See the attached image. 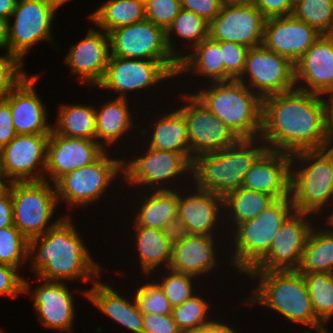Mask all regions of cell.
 Here are the masks:
<instances>
[{"instance_id": "7c38bea8", "label": "cell", "mask_w": 333, "mask_h": 333, "mask_svg": "<svg viewBox=\"0 0 333 333\" xmlns=\"http://www.w3.org/2000/svg\"><path fill=\"white\" fill-rule=\"evenodd\" d=\"M238 81L263 99L296 88L295 67L288 58L261 45L248 49Z\"/></svg>"}, {"instance_id": "d6986e66", "label": "cell", "mask_w": 333, "mask_h": 333, "mask_svg": "<svg viewBox=\"0 0 333 333\" xmlns=\"http://www.w3.org/2000/svg\"><path fill=\"white\" fill-rule=\"evenodd\" d=\"M106 151L109 150H105L96 140L67 137L51 131L45 169V175L49 177L44 180L55 184L67 173L94 163Z\"/></svg>"}, {"instance_id": "277c9868", "label": "cell", "mask_w": 333, "mask_h": 333, "mask_svg": "<svg viewBox=\"0 0 333 333\" xmlns=\"http://www.w3.org/2000/svg\"><path fill=\"white\" fill-rule=\"evenodd\" d=\"M267 149L260 138L240 139L225 149L197 155L192 161L193 187L224 197L242 187L245 174Z\"/></svg>"}, {"instance_id": "d4e9b609", "label": "cell", "mask_w": 333, "mask_h": 333, "mask_svg": "<svg viewBox=\"0 0 333 333\" xmlns=\"http://www.w3.org/2000/svg\"><path fill=\"white\" fill-rule=\"evenodd\" d=\"M291 155L267 149L245 174L242 187L272 196L290 197Z\"/></svg>"}, {"instance_id": "db71d44e", "label": "cell", "mask_w": 333, "mask_h": 333, "mask_svg": "<svg viewBox=\"0 0 333 333\" xmlns=\"http://www.w3.org/2000/svg\"><path fill=\"white\" fill-rule=\"evenodd\" d=\"M163 232L172 245L178 244L190 235L187 226L178 217L171 219L165 225Z\"/></svg>"}, {"instance_id": "91938a15", "label": "cell", "mask_w": 333, "mask_h": 333, "mask_svg": "<svg viewBox=\"0 0 333 333\" xmlns=\"http://www.w3.org/2000/svg\"><path fill=\"white\" fill-rule=\"evenodd\" d=\"M222 7L251 4L253 0H219Z\"/></svg>"}, {"instance_id": "9f6ffc18", "label": "cell", "mask_w": 333, "mask_h": 333, "mask_svg": "<svg viewBox=\"0 0 333 333\" xmlns=\"http://www.w3.org/2000/svg\"><path fill=\"white\" fill-rule=\"evenodd\" d=\"M326 98H323V97ZM324 107V126L326 133L333 142V90L320 95ZM323 96V97H322ZM326 99V100H325Z\"/></svg>"}, {"instance_id": "7bdbcfd3", "label": "cell", "mask_w": 333, "mask_h": 333, "mask_svg": "<svg viewBox=\"0 0 333 333\" xmlns=\"http://www.w3.org/2000/svg\"><path fill=\"white\" fill-rule=\"evenodd\" d=\"M131 297L135 299L138 309L143 314H160L169 315L172 314L173 307L169 300L166 298L163 290L157 282H147L140 287Z\"/></svg>"}, {"instance_id": "b9f144b4", "label": "cell", "mask_w": 333, "mask_h": 333, "mask_svg": "<svg viewBox=\"0 0 333 333\" xmlns=\"http://www.w3.org/2000/svg\"><path fill=\"white\" fill-rule=\"evenodd\" d=\"M29 240L15 225L0 229V264L19 269L29 259Z\"/></svg>"}, {"instance_id": "7dc6e473", "label": "cell", "mask_w": 333, "mask_h": 333, "mask_svg": "<svg viewBox=\"0 0 333 333\" xmlns=\"http://www.w3.org/2000/svg\"><path fill=\"white\" fill-rule=\"evenodd\" d=\"M146 19L165 31L181 11L180 0H145Z\"/></svg>"}, {"instance_id": "be15d7a7", "label": "cell", "mask_w": 333, "mask_h": 333, "mask_svg": "<svg viewBox=\"0 0 333 333\" xmlns=\"http://www.w3.org/2000/svg\"><path fill=\"white\" fill-rule=\"evenodd\" d=\"M51 9L57 12V8L64 5L66 2L70 0H43Z\"/></svg>"}, {"instance_id": "f546056e", "label": "cell", "mask_w": 333, "mask_h": 333, "mask_svg": "<svg viewBox=\"0 0 333 333\" xmlns=\"http://www.w3.org/2000/svg\"><path fill=\"white\" fill-rule=\"evenodd\" d=\"M135 247L139 256L140 269L147 276L158 270L157 267L168 266L171 261L173 245L165 238L163 230L144 226H133ZM157 269V270H156Z\"/></svg>"}, {"instance_id": "ee69618b", "label": "cell", "mask_w": 333, "mask_h": 333, "mask_svg": "<svg viewBox=\"0 0 333 333\" xmlns=\"http://www.w3.org/2000/svg\"><path fill=\"white\" fill-rule=\"evenodd\" d=\"M167 272V273H166ZM161 278V282L157 283L163 290L166 298L169 300L172 307L182 305L187 299L192 297L195 293L194 278L191 275L177 273L167 269Z\"/></svg>"}, {"instance_id": "74e56055", "label": "cell", "mask_w": 333, "mask_h": 333, "mask_svg": "<svg viewBox=\"0 0 333 333\" xmlns=\"http://www.w3.org/2000/svg\"><path fill=\"white\" fill-rule=\"evenodd\" d=\"M165 32L169 51L180 61L185 56V53L175 50L177 47H174V43H172L171 34L179 36L180 39L182 38L186 42L189 41L190 45L188 47L192 50L196 45L208 38L209 22L194 12L182 8Z\"/></svg>"}, {"instance_id": "484cf974", "label": "cell", "mask_w": 333, "mask_h": 333, "mask_svg": "<svg viewBox=\"0 0 333 333\" xmlns=\"http://www.w3.org/2000/svg\"><path fill=\"white\" fill-rule=\"evenodd\" d=\"M220 212H224L223 197L217 194L197 188L192 194L178 192V218L190 234L215 235L220 218H224Z\"/></svg>"}, {"instance_id": "60d3db41", "label": "cell", "mask_w": 333, "mask_h": 333, "mask_svg": "<svg viewBox=\"0 0 333 333\" xmlns=\"http://www.w3.org/2000/svg\"><path fill=\"white\" fill-rule=\"evenodd\" d=\"M210 303L199 294L193 295L182 305L173 307L172 317L182 333L207 328L214 321L208 319Z\"/></svg>"}, {"instance_id": "6125c7cd", "label": "cell", "mask_w": 333, "mask_h": 333, "mask_svg": "<svg viewBox=\"0 0 333 333\" xmlns=\"http://www.w3.org/2000/svg\"><path fill=\"white\" fill-rule=\"evenodd\" d=\"M217 333H238L228 324L217 321Z\"/></svg>"}, {"instance_id": "603a6c76", "label": "cell", "mask_w": 333, "mask_h": 333, "mask_svg": "<svg viewBox=\"0 0 333 333\" xmlns=\"http://www.w3.org/2000/svg\"><path fill=\"white\" fill-rule=\"evenodd\" d=\"M32 291L33 308L40 324L59 332H70L76 316L74 295L64 282L45 281Z\"/></svg>"}, {"instance_id": "d6a6232c", "label": "cell", "mask_w": 333, "mask_h": 333, "mask_svg": "<svg viewBox=\"0 0 333 333\" xmlns=\"http://www.w3.org/2000/svg\"><path fill=\"white\" fill-rule=\"evenodd\" d=\"M188 72L206 77L210 80L208 83L224 82L220 41H214L208 37L196 45L189 54H185L179 61L177 76Z\"/></svg>"}, {"instance_id": "5b68a950", "label": "cell", "mask_w": 333, "mask_h": 333, "mask_svg": "<svg viewBox=\"0 0 333 333\" xmlns=\"http://www.w3.org/2000/svg\"><path fill=\"white\" fill-rule=\"evenodd\" d=\"M203 88L192 94L216 118L240 139L260 138L263 99L259 95L238 80L209 82Z\"/></svg>"}, {"instance_id": "f1b7e54d", "label": "cell", "mask_w": 333, "mask_h": 333, "mask_svg": "<svg viewBox=\"0 0 333 333\" xmlns=\"http://www.w3.org/2000/svg\"><path fill=\"white\" fill-rule=\"evenodd\" d=\"M128 98H115L101 104L100 109L95 108L96 113V141L106 149V146L114 145L126 135L135 125L132 122ZM133 127V128H132ZM125 134V135H124Z\"/></svg>"}, {"instance_id": "e7e4bbea", "label": "cell", "mask_w": 333, "mask_h": 333, "mask_svg": "<svg viewBox=\"0 0 333 333\" xmlns=\"http://www.w3.org/2000/svg\"><path fill=\"white\" fill-rule=\"evenodd\" d=\"M6 183H5V182ZM9 183L5 180V178L0 174V195L8 188Z\"/></svg>"}, {"instance_id": "3957f363", "label": "cell", "mask_w": 333, "mask_h": 333, "mask_svg": "<svg viewBox=\"0 0 333 333\" xmlns=\"http://www.w3.org/2000/svg\"><path fill=\"white\" fill-rule=\"evenodd\" d=\"M252 280H259L258 286L249 298L247 305H263L283 315L290 322L308 326L317 333H330L316 317L308 288L302 274L296 270L249 271Z\"/></svg>"}, {"instance_id": "8992f818", "label": "cell", "mask_w": 333, "mask_h": 333, "mask_svg": "<svg viewBox=\"0 0 333 333\" xmlns=\"http://www.w3.org/2000/svg\"><path fill=\"white\" fill-rule=\"evenodd\" d=\"M290 198L295 211L312 218L333 204V146L291 155Z\"/></svg>"}, {"instance_id": "94428289", "label": "cell", "mask_w": 333, "mask_h": 333, "mask_svg": "<svg viewBox=\"0 0 333 333\" xmlns=\"http://www.w3.org/2000/svg\"><path fill=\"white\" fill-rule=\"evenodd\" d=\"M185 333H217V321L214 320V322L209 325L207 328L200 329V330H194V331H188Z\"/></svg>"}, {"instance_id": "6da1fadb", "label": "cell", "mask_w": 333, "mask_h": 333, "mask_svg": "<svg viewBox=\"0 0 333 333\" xmlns=\"http://www.w3.org/2000/svg\"><path fill=\"white\" fill-rule=\"evenodd\" d=\"M260 139L269 150L290 155L333 146L321 96L294 88L264 97Z\"/></svg>"}, {"instance_id": "f5cc1de1", "label": "cell", "mask_w": 333, "mask_h": 333, "mask_svg": "<svg viewBox=\"0 0 333 333\" xmlns=\"http://www.w3.org/2000/svg\"><path fill=\"white\" fill-rule=\"evenodd\" d=\"M16 135L10 104L6 99L0 100V150Z\"/></svg>"}, {"instance_id": "d590c367", "label": "cell", "mask_w": 333, "mask_h": 333, "mask_svg": "<svg viewBox=\"0 0 333 333\" xmlns=\"http://www.w3.org/2000/svg\"><path fill=\"white\" fill-rule=\"evenodd\" d=\"M96 106L62 104L52 131L67 137L96 140Z\"/></svg>"}, {"instance_id": "ac0fdd59", "label": "cell", "mask_w": 333, "mask_h": 333, "mask_svg": "<svg viewBox=\"0 0 333 333\" xmlns=\"http://www.w3.org/2000/svg\"><path fill=\"white\" fill-rule=\"evenodd\" d=\"M265 21L266 18L253 3L222 7L209 23L208 37L248 48L258 47L263 44Z\"/></svg>"}, {"instance_id": "4316f807", "label": "cell", "mask_w": 333, "mask_h": 333, "mask_svg": "<svg viewBox=\"0 0 333 333\" xmlns=\"http://www.w3.org/2000/svg\"><path fill=\"white\" fill-rule=\"evenodd\" d=\"M216 235L206 236L190 234L178 244L173 245L171 261L168 269L198 277L210 274L218 265L216 256Z\"/></svg>"}, {"instance_id": "681fc988", "label": "cell", "mask_w": 333, "mask_h": 333, "mask_svg": "<svg viewBox=\"0 0 333 333\" xmlns=\"http://www.w3.org/2000/svg\"><path fill=\"white\" fill-rule=\"evenodd\" d=\"M143 333H182L171 314H143Z\"/></svg>"}, {"instance_id": "11a10c76", "label": "cell", "mask_w": 333, "mask_h": 333, "mask_svg": "<svg viewBox=\"0 0 333 333\" xmlns=\"http://www.w3.org/2000/svg\"><path fill=\"white\" fill-rule=\"evenodd\" d=\"M13 223V204L10 187L0 195V229L10 227Z\"/></svg>"}, {"instance_id": "f6af8a7d", "label": "cell", "mask_w": 333, "mask_h": 333, "mask_svg": "<svg viewBox=\"0 0 333 333\" xmlns=\"http://www.w3.org/2000/svg\"><path fill=\"white\" fill-rule=\"evenodd\" d=\"M23 66V62L13 55H0V100L5 99L27 77Z\"/></svg>"}, {"instance_id": "44dd1931", "label": "cell", "mask_w": 333, "mask_h": 333, "mask_svg": "<svg viewBox=\"0 0 333 333\" xmlns=\"http://www.w3.org/2000/svg\"><path fill=\"white\" fill-rule=\"evenodd\" d=\"M110 58V40L107 32L89 29L85 38L72 45L65 63L78 81L96 87L103 79Z\"/></svg>"}, {"instance_id": "8fae6325", "label": "cell", "mask_w": 333, "mask_h": 333, "mask_svg": "<svg viewBox=\"0 0 333 333\" xmlns=\"http://www.w3.org/2000/svg\"><path fill=\"white\" fill-rule=\"evenodd\" d=\"M178 70L179 62L110 56L105 75L96 87L115 91L117 98H127L128 92L145 90L164 80L176 78Z\"/></svg>"}, {"instance_id": "e0dca14e", "label": "cell", "mask_w": 333, "mask_h": 333, "mask_svg": "<svg viewBox=\"0 0 333 333\" xmlns=\"http://www.w3.org/2000/svg\"><path fill=\"white\" fill-rule=\"evenodd\" d=\"M309 216L294 211L282 224L268 253L250 271L296 270L313 228L309 221L314 219Z\"/></svg>"}, {"instance_id": "680465c9", "label": "cell", "mask_w": 333, "mask_h": 333, "mask_svg": "<svg viewBox=\"0 0 333 333\" xmlns=\"http://www.w3.org/2000/svg\"><path fill=\"white\" fill-rule=\"evenodd\" d=\"M8 29L9 20L0 17V48H6V54L8 45Z\"/></svg>"}, {"instance_id": "ba28073f", "label": "cell", "mask_w": 333, "mask_h": 333, "mask_svg": "<svg viewBox=\"0 0 333 333\" xmlns=\"http://www.w3.org/2000/svg\"><path fill=\"white\" fill-rule=\"evenodd\" d=\"M53 185V186H52ZM13 223L29 240L43 235L65 216L50 223L58 205L55 185L48 181L10 182Z\"/></svg>"}, {"instance_id": "e575fe53", "label": "cell", "mask_w": 333, "mask_h": 333, "mask_svg": "<svg viewBox=\"0 0 333 333\" xmlns=\"http://www.w3.org/2000/svg\"><path fill=\"white\" fill-rule=\"evenodd\" d=\"M326 229L313 226L296 269L298 273H333V228Z\"/></svg>"}, {"instance_id": "1f68e13d", "label": "cell", "mask_w": 333, "mask_h": 333, "mask_svg": "<svg viewBox=\"0 0 333 333\" xmlns=\"http://www.w3.org/2000/svg\"><path fill=\"white\" fill-rule=\"evenodd\" d=\"M180 188L182 187L175 190H150L141 200L143 204L136 210L137 214L132 221L133 226L163 230L171 219L178 217V191Z\"/></svg>"}, {"instance_id": "f907efd6", "label": "cell", "mask_w": 333, "mask_h": 333, "mask_svg": "<svg viewBox=\"0 0 333 333\" xmlns=\"http://www.w3.org/2000/svg\"><path fill=\"white\" fill-rule=\"evenodd\" d=\"M252 3L266 19L290 16L294 9V0H253Z\"/></svg>"}, {"instance_id": "6f0895ef", "label": "cell", "mask_w": 333, "mask_h": 333, "mask_svg": "<svg viewBox=\"0 0 333 333\" xmlns=\"http://www.w3.org/2000/svg\"><path fill=\"white\" fill-rule=\"evenodd\" d=\"M17 0H0V17L10 20L15 10Z\"/></svg>"}, {"instance_id": "ab89813d", "label": "cell", "mask_w": 333, "mask_h": 333, "mask_svg": "<svg viewBox=\"0 0 333 333\" xmlns=\"http://www.w3.org/2000/svg\"><path fill=\"white\" fill-rule=\"evenodd\" d=\"M292 15L321 34H333V0H294Z\"/></svg>"}, {"instance_id": "7402d4cb", "label": "cell", "mask_w": 333, "mask_h": 333, "mask_svg": "<svg viewBox=\"0 0 333 333\" xmlns=\"http://www.w3.org/2000/svg\"><path fill=\"white\" fill-rule=\"evenodd\" d=\"M294 67L296 88L318 95L333 90V34H322Z\"/></svg>"}, {"instance_id": "c3c4849f", "label": "cell", "mask_w": 333, "mask_h": 333, "mask_svg": "<svg viewBox=\"0 0 333 333\" xmlns=\"http://www.w3.org/2000/svg\"><path fill=\"white\" fill-rule=\"evenodd\" d=\"M18 268L0 264V296H9L12 300L16 296L27 294L32 288L28 280L18 274Z\"/></svg>"}, {"instance_id": "9a60e30c", "label": "cell", "mask_w": 333, "mask_h": 333, "mask_svg": "<svg viewBox=\"0 0 333 333\" xmlns=\"http://www.w3.org/2000/svg\"><path fill=\"white\" fill-rule=\"evenodd\" d=\"M49 137L17 134L0 150V174L8 183L44 180Z\"/></svg>"}, {"instance_id": "7a4b0ae2", "label": "cell", "mask_w": 333, "mask_h": 333, "mask_svg": "<svg viewBox=\"0 0 333 333\" xmlns=\"http://www.w3.org/2000/svg\"><path fill=\"white\" fill-rule=\"evenodd\" d=\"M72 222L71 216L66 215L43 235L29 239L31 271L38 281L71 282L79 279L93 284L99 279L102 269Z\"/></svg>"}, {"instance_id": "ffe728a7", "label": "cell", "mask_w": 333, "mask_h": 333, "mask_svg": "<svg viewBox=\"0 0 333 333\" xmlns=\"http://www.w3.org/2000/svg\"><path fill=\"white\" fill-rule=\"evenodd\" d=\"M322 34L293 15L271 17L264 26L263 46L295 64Z\"/></svg>"}, {"instance_id": "4fadbf2b", "label": "cell", "mask_w": 333, "mask_h": 333, "mask_svg": "<svg viewBox=\"0 0 333 333\" xmlns=\"http://www.w3.org/2000/svg\"><path fill=\"white\" fill-rule=\"evenodd\" d=\"M108 35L110 56L179 62L168 49L165 30L150 20L116 28Z\"/></svg>"}, {"instance_id": "2e32d148", "label": "cell", "mask_w": 333, "mask_h": 333, "mask_svg": "<svg viewBox=\"0 0 333 333\" xmlns=\"http://www.w3.org/2000/svg\"><path fill=\"white\" fill-rule=\"evenodd\" d=\"M186 100L177 110L184 116L190 140V160L200 154L216 152L235 145L240 138L216 118L192 94H184Z\"/></svg>"}, {"instance_id": "cb8c5ba5", "label": "cell", "mask_w": 333, "mask_h": 333, "mask_svg": "<svg viewBox=\"0 0 333 333\" xmlns=\"http://www.w3.org/2000/svg\"><path fill=\"white\" fill-rule=\"evenodd\" d=\"M39 75L27 76L5 99L9 102L16 134H51L46 106L36 92ZM35 84V85H34Z\"/></svg>"}, {"instance_id": "52a82bcc", "label": "cell", "mask_w": 333, "mask_h": 333, "mask_svg": "<svg viewBox=\"0 0 333 333\" xmlns=\"http://www.w3.org/2000/svg\"><path fill=\"white\" fill-rule=\"evenodd\" d=\"M295 211L290 197L277 199L254 219L238 224L234 230L230 264L246 275L269 251L285 220Z\"/></svg>"}, {"instance_id": "836d02e7", "label": "cell", "mask_w": 333, "mask_h": 333, "mask_svg": "<svg viewBox=\"0 0 333 333\" xmlns=\"http://www.w3.org/2000/svg\"><path fill=\"white\" fill-rule=\"evenodd\" d=\"M88 18L109 33L116 28L145 20V0H108L89 14Z\"/></svg>"}, {"instance_id": "8d00e7d4", "label": "cell", "mask_w": 333, "mask_h": 333, "mask_svg": "<svg viewBox=\"0 0 333 333\" xmlns=\"http://www.w3.org/2000/svg\"><path fill=\"white\" fill-rule=\"evenodd\" d=\"M274 201L275 199L266 193L241 187L223 197V217L227 216L226 219L233 221L231 223L233 228L242 222L256 218Z\"/></svg>"}, {"instance_id": "816d5d0a", "label": "cell", "mask_w": 333, "mask_h": 333, "mask_svg": "<svg viewBox=\"0 0 333 333\" xmlns=\"http://www.w3.org/2000/svg\"><path fill=\"white\" fill-rule=\"evenodd\" d=\"M185 10L194 12L209 23L220 13L221 4L219 0H180Z\"/></svg>"}, {"instance_id": "30bf717a", "label": "cell", "mask_w": 333, "mask_h": 333, "mask_svg": "<svg viewBox=\"0 0 333 333\" xmlns=\"http://www.w3.org/2000/svg\"><path fill=\"white\" fill-rule=\"evenodd\" d=\"M146 147V151L141 153V156L138 155L136 158L134 156V159L126 161L123 159L122 179L126 184L128 182L130 186L145 185L147 190L150 187L152 191L175 190L173 189V185L176 186L173 184L174 178L179 180L180 175L183 177L182 175L185 176L186 173V175L189 174V179H192L190 177L192 161L185 154Z\"/></svg>"}, {"instance_id": "5bb4252c", "label": "cell", "mask_w": 333, "mask_h": 333, "mask_svg": "<svg viewBox=\"0 0 333 333\" xmlns=\"http://www.w3.org/2000/svg\"><path fill=\"white\" fill-rule=\"evenodd\" d=\"M57 13L43 0H17L9 20L7 54L23 57L36 43L52 39V21Z\"/></svg>"}, {"instance_id": "f35d334b", "label": "cell", "mask_w": 333, "mask_h": 333, "mask_svg": "<svg viewBox=\"0 0 333 333\" xmlns=\"http://www.w3.org/2000/svg\"><path fill=\"white\" fill-rule=\"evenodd\" d=\"M316 317L325 325L333 318V273H302Z\"/></svg>"}, {"instance_id": "4dcf8cb0", "label": "cell", "mask_w": 333, "mask_h": 333, "mask_svg": "<svg viewBox=\"0 0 333 333\" xmlns=\"http://www.w3.org/2000/svg\"><path fill=\"white\" fill-rule=\"evenodd\" d=\"M148 146L157 150L183 153L190 159V140L184 116L175 109L152 123Z\"/></svg>"}, {"instance_id": "03108f58", "label": "cell", "mask_w": 333, "mask_h": 333, "mask_svg": "<svg viewBox=\"0 0 333 333\" xmlns=\"http://www.w3.org/2000/svg\"><path fill=\"white\" fill-rule=\"evenodd\" d=\"M332 211H333V207H332ZM330 212L329 213V215L328 214H326L327 215V217H326V219H327V224H329L331 227H333V212Z\"/></svg>"}, {"instance_id": "bcb514c9", "label": "cell", "mask_w": 333, "mask_h": 333, "mask_svg": "<svg viewBox=\"0 0 333 333\" xmlns=\"http://www.w3.org/2000/svg\"><path fill=\"white\" fill-rule=\"evenodd\" d=\"M247 46L234 42L220 41L222 62L224 64V82L238 80L245 68Z\"/></svg>"}, {"instance_id": "9c48e42d", "label": "cell", "mask_w": 333, "mask_h": 333, "mask_svg": "<svg viewBox=\"0 0 333 333\" xmlns=\"http://www.w3.org/2000/svg\"><path fill=\"white\" fill-rule=\"evenodd\" d=\"M123 174V158L113 159L107 151L94 163L61 177L54 185L59 201L70 207L87 206L103 197L116 177Z\"/></svg>"}, {"instance_id": "83f0119b", "label": "cell", "mask_w": 333, "mask_h": 333, "mask_svg": "<svg viewBox=\"0 0 333 333\" xmlns=\"http://www.w3.org/2000/svg\"><path fill=\"white\" fill-rule=\"evenodd\" d=\"M82 294L101 313L124 326L129 332L143 333V313L138 309L135 299L133 302L131 298L121 296L113 287L98 279L92 288Z\"/></svg>"}]
</instances>
